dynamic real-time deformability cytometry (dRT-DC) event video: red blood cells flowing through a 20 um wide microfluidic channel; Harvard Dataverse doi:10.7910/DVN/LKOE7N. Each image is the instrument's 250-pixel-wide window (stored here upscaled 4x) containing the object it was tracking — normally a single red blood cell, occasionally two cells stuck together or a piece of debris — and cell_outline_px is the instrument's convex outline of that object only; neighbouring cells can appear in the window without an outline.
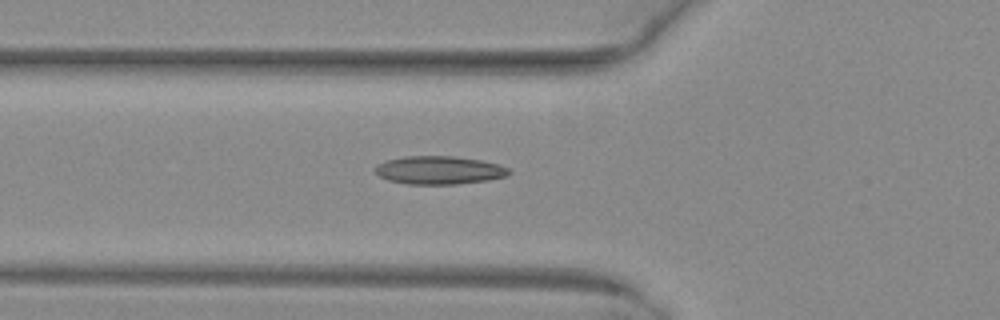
{"species": "common noctule bat (a hibernating species)", "species_latin": "Nyctalus noctula", "temperature_condition": "warm", "stored_images_in_passage": 30, "camera_frame_rate_fps": 3000, "um_per_image_px": 0.085, "animal": {"sex": "female", "body_mass_g": 29.2, "forearm_length_mm": 56.3}, "frame": {"image": 1, "passage_image": 2, "time_ms": 0.333, "image_size_px": [1000, 320], "cell_outline_px": [[512, 172], [508, 176], [488, 180], [456, 184], [408, 184], [388, 180], [380, 176], [376, 172], [376, 164], [388, 160], [404, 156], [452, 156], [480, 160], [500, 164], [508, 168]], "centroid_in_image_um": [37.37, 14.46], "position_along_channel_um": 88.4, "area_um2": 21.96}}
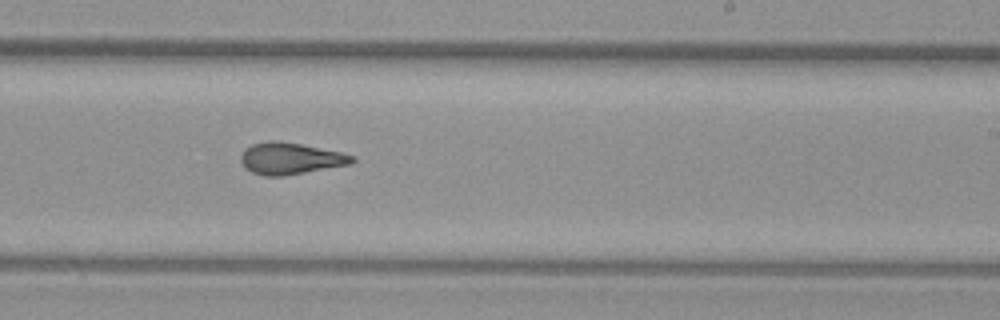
{"frame": {"image": 2, "passage_image": 15, "time_ms": 4.667, "image_size_px": [1000, 320], "cell_outline_px": [[356, 160], [352, 164], [284, 176], [264, 176], [252, 172], [244, 168], [240, 160], [240, 156], [244, 148], [252, 144], [268, 140], [276, 140], [300, 144], [340, 152], [356, 156]], "centroid_in_image_um": [24.66, 13.47], "position_along_channel_um": 264.3, "area_um2": 20.75}}
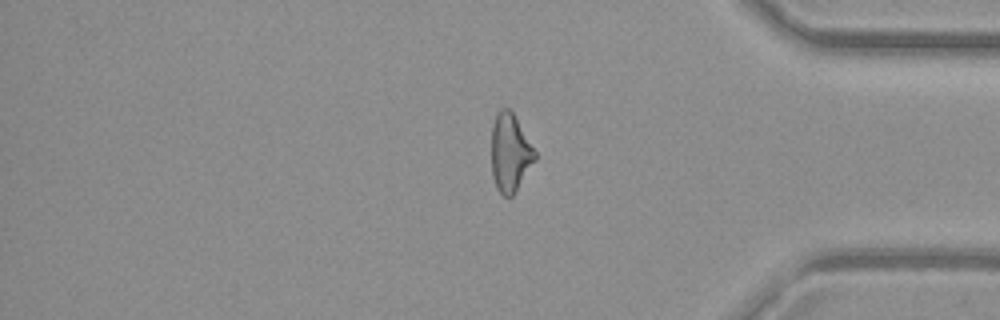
{"frame": {"image": 3, "passage_image": 26, "time_ms": 8.333, "image_size_px": [1000, 320], "cell_outline_px": [[536, 160], [516, 192], [512, 196], [504, 196], [496, 188], [492, 176], [492, 124], [496, 112], [500, 108], [508, 108], [512, 112], [536, 152]], "centroid_in_image_um": [43.35, 13.0], "position_along_channel_um": 391.8, "area_um2": 19.83}}